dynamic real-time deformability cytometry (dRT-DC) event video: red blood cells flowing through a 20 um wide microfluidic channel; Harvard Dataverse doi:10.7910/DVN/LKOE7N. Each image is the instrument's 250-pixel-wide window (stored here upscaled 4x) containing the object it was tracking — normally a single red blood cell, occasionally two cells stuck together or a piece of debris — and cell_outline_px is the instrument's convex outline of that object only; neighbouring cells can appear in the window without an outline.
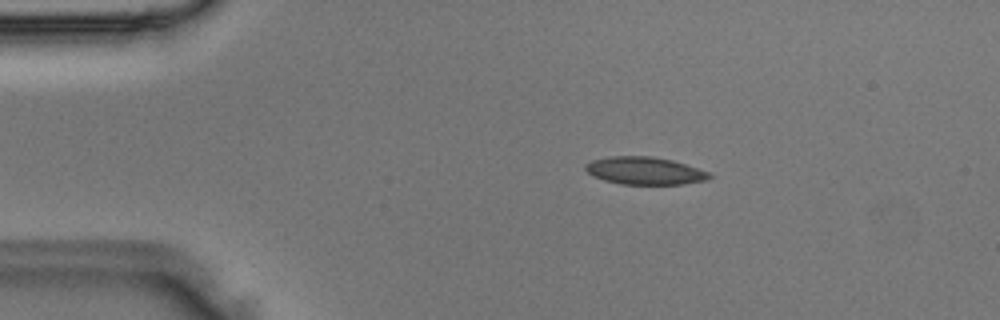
{"species": "Egyptian fruit bat (a non-hibernating species)", "species_latin": "Rousettus aegyptiacus", "temperature_condition": "room temperature", "stored_images_in_passage": 46, "camera_frame_rate_fps": 3000, "um_per_image_px": 0.085, "animal": {"sex": "male"}, "frame": {"image": 1, "passage_image": 7, "time_ms": 2.0, "image_size_px": [1000, 320], "cell_outline_px": [[716, 176], [708, 180], [684, 184], [620, 184], [604, 180], [592, 176], [584, 168], [584, 164], [592, 160], [608, 156], [652, 156], [672, 160], [708, 172]], "centroid_in_image_um": [54.79, 14.51], "position_along_channel_um": 30.2, "area_um2": 20.06}}
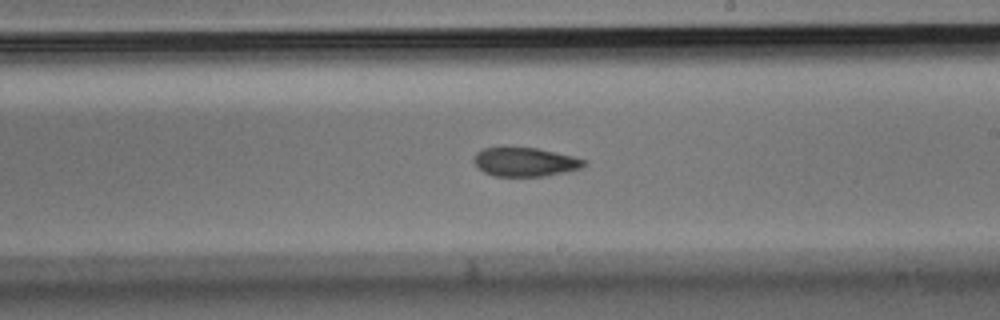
{"frame": {"image": 2, "passage_image": 26, "time_ms": 8.333, "image_size_px": [1000, 320], "cell_outline_px": [[584, 164], [580, 168], [564, 172], [544, 176], [496, 176], [484, 172], [472, 160], [476, 152], [484, 148], [536, 148], [572, 156], [584, 160]], "centroid_in_image_um": [44.59, 13.77], "position_along_channel_um": 244.4, "area_um2": 18.09}}
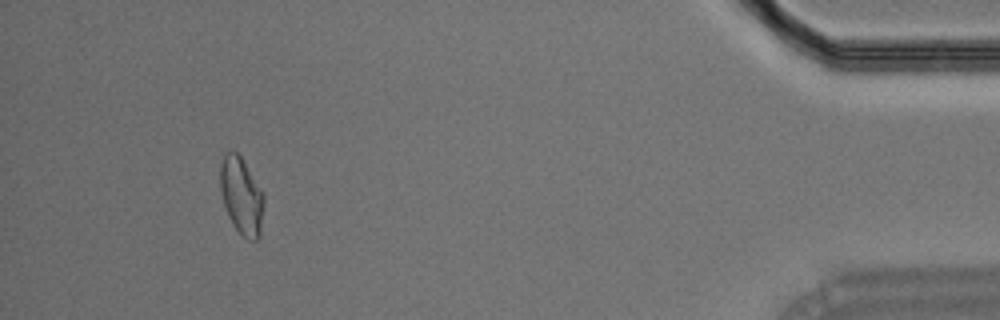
{"frame": {"image": 3, "passage_image": 43, "time_ms": 14.0, "image_size_px": [1000, 320], "cell_outline_px": [[264, 204], [260, 236], [256, 240], [248, 240], [236, 228], [228, 216], [224, 204], [220, 188], [220, 164], [224, 152], [236, 152], [240, 156], [264, 192]], "centroid_in_image_um": [20.53, 16.64], "position_along_channel_um": 414.7, "area_um2": 19.59}}